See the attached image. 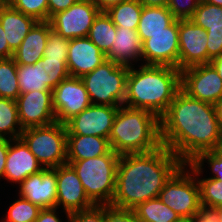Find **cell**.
Here are the masks:
<instances>
[{"label": "cell", "mask_w": 222, "mask_h": 222, "mask_svg": "<svg viewBox=\"0 0 222 222\" xmlns=\"http://www.w3.org/2000/svg\"><path fill=\"white\" fill-rule=\"evenodd\" d=\"M111 150L108 138L92 135H67V160L103 156Z\"/></svg>", "instance_id": "cb8c5ba5"}, {"label": "cell", "mask_w": 222, "mask_h": 222, "mask_svg": "<svg viewBox=\"0 0 222 222\" xmlns=\"http://www.w3.org/2000/svg\"><path fill=\"white\" fill-rule=\"evenodd\" d=\"M22 131L16 101L0 98V138L10 140L20 138Z\"/></svg>", "instance_id": "f546056e"}, {"label": "cell", "mask_w": 222, "mask_h": 222, "mask_svg": "<svg viewBox=\"0 0 222 222\" xmlns=\"http://www.w3.org/2000/svg\"><path fill=\"white\" fill-rule=\"evenodd\" d=\"M42 66L51 80V90H53L61 81L70 77L67 60H54L42 57Z\"/></svg>", "instance_id": "8d00e7d4"}, {"label": "cell", "mask_w": 222, "mask_h": 222, "mask_svg": "<svg viewBox=\"0 0 222 222\" xmlns=\"http://www.w3.org/2000/svg\"><path fill=\"white\" fill-rule=\"evenodd\" d=\"M99 12L94 2L76 1L67 10L53 15L49 22L52 29L65 39L83 38L87 37Z\"/></svg>", "instance_id": "30bf717a"}, {"label": "cell", "mask_w": 222, "mask_h": 222, "mask_svg": "<svg viewBox=\"0 0 222 222\" xmlns=\"http://www.w3.org/2000/svg\"><path fill=\"white\" fill-rule=\"evenodd\" d=\"M199 185L200 205L216 208L222 205V181L209 177L198 178V173H194Z\"/></svg>", "instance_id": "1f68e13d"}, {"label": "cell", "mask_w": 222, "mask_h": 222, "mask_svg": "<svg viewBox=\"0 0 222 222\" xmlns=\"http://www.w3.org/2000/svg\"><path fill=\"white\" fill-rule=\"evenodd\" d=\"M221 131L215 106L190 97L182 89L160 117L162 145L183 163L200 152L213 150Z\"/></svg>", "instance_id": "6da1fadb"}, {"label": "cell", "mask_w": 222, "mask_h": 222, "mask_svg": "<svg viewBox=\"0 0 222 222\" xmlns=\"http://www.w3.org/2000/svg\"><path fill=\"white\" fill-rule=\"evenodd\" d=\"M119 107L91 104L65 123L67 135L109 138Z\"/></svg>", "instance_id": "7c38bea8"}, {"label": "cell", "mask_w": 222, "mask_h": 222, "mask_svg": "<svg viewBox=\"0 0 222 222\" xmlns=\"http://www.w3.org/2000/svg\"><path fill=\"white\" fill-rule=\"evenodd\" d=\"M144 65L169 66L179 69L178 19L164 31L151 35L142 43Z\"/></svg>", "instance_id": "4fadbf2b"}, {"label": "cell", "mask_w": 222, "mask_h": 222, "mask_svg": "<svg viewBox=\"0 0 222 222\" xmlns=\"http://www.w3.org/2000/svg\"><path fill=\"white\" fill-rule=\"evenodd\" d=\"M8 4L37 21H48V0H10Z\"/></svg>", "instance_id": "e575fe53"}, {"label": "cell", "mask_w": 222, "mask_h": 222, "mask_svg": "<svg viewBox=\"0 0 222 222\" xmlns=\"http://www.w3.org/2000/svg\"><path fill=\"white\" fill-rule=\"evenodd\" d=\"M41 208L20 197L9 206L6 218L7 222H35Z\"/></svg>", "instance_id": "d6a6232c"}, {"label": "cell", "mask_w": 222, "mask_h": 222, "mask_svg": "<svg viewBox=\"0 0 222 222\" xmlns=\"http://www.w3.org/2000/svg\"><path fill=\"white\" fill-rule=\"evenodd\" d=\"M76 0H48V21L58 12L70 8Z\"/></svg>", "instance_id": "60d3db41"}, {"label": "cell", "mask_w": 222, "mask_h": 222, "mask_svg": "<svg viewBox=\"0 0 222 222\" xmlns=\"http://www.w3.org/2000/svg\"><path fill=\"white\" fill-rule=\"evenodd\" d=\"M116 26L106 11L95 17L87 37L106 55L114 43Z\"/></svg>", "instance_id": "4316f807"}, {"label": "cell", "mask_w": 222, "mask_h": 222, "mask_svg": "<svg viewBox=\"0 0 222 222\" xmlns=\"http://www.w3.org/2000/svg\"><path fill=\"white\" fill-rule=\"evenodd\" d=\"M181 89L190 97L215 105L222 97V79L211 64L181 70Z\"/></svg>", "instance_id": "9c48e42d"}, {"label": "cell", "mask_w": 222, "mask_h": 222, "mask_svg": "<svg viewBox=\"0 0 222 222\" xmlns=\"http://www.w3.org/2000/svg\"><path fill=\"white\" fill-rule=\"evenodd\" d=\"M195 222H218V214L214 208L200 206L195 215Z\"/></svg>", "instance_id": "b9f144b4"}, {"label": "cell", "mask_w": 222, "mask_h": 222, "mask_svg": "<svg viewBox=\"0 0 222 222\" xmlns=\"http://www.w3.org/2000/svg\"><path fill=\"white\" fill-rule=\"evenodd\" d=\"M210 64L216 69L218 75L222 79V55L215 57L210 61Z\"/></svg>", "instance_id": "c3c4849f"}, {"label": "cell", "mask_w": 222, "mask_h": 222, "mask_svg": "<svg viewBox=\"0 0 222 222\" xmlns=\"http://www.w3.org/2000/svg\"><path fill=\"white\" fill-rule=\"evenodd\" d=\"M175 20L168 7L143 6L137 28L142 43L151 35L164 31V28L170 26Z\"/></svg>", "instance_id": "d4e9b609"}, {"label": "cell", "mask_w": 222, "mask_h": 222, "mask_svg": "<svg viewBox=\"0 0 222 222\" xmlns=\"http://www.w3.org/2000/svg\"><path fill=\"white\" fill-rule=\"evenodd\" d=\"M69 40L51 29L44 49L43 57L54 60H67Z\"/></svg>", "instance_id": "d590c367"}, {"label": "cell", "mask_w": 222, "mask_h": 222, "mask_svg": "<svg viewBox=\"0 0 222 222\" xmlns=\"http://www.w3.org/2000/svg\"><path fill=\"white\" fill-rule=\"evenodd\" d=\"M19 94L17 64L13 58L0 59V98L16 100Z\"/></svg>", "instance_id": "4dcf8cb0"}, {"label": "cell", "mask_w": 222, "mask_h": 222, "mask_svg": "<svg viewBox=\"0 0 222 222\" xmlns=\"http://www.w3.org/2000/svg\"><path fill=\"white\" fill-rule=\"evenodd\" d=\"M158 198L180 217L195 218L201 205L199 185L193 171L184 163L165 183Z\"/></svg>", "instance_id": "ba28073f"}, {"label": "cell", "mask_w": 222, "mask_h": 222, "mask_svg": "<svg viewBox=\"0 0 222 222\" xmlns=\"http://www.w3.org/2000/svg\"><path fill=\"white\" fill-rule=\"evenodd\" d=\"M103 215V222H140L134 210L113 204H103Z\"/></svg>", "instance_id": "74e56055"}, {"label": "cell", "mask_w": 222, "mask_h": 222, "mask_svg": "<svg viewBox=\"0 0 222 222\" xmlns=\"http://www.w3.org/2000/svg\"><path fill=\"white\" fill-rule=\"evenodd\" d=\"M125 0H93L100 11H107L110 7L117 5Z\"/></svg>", "instance_id": "bcb514c9"}, {"label": "cell", "mask_w": 222, "mask_h": 222, "mask_svg": "<svg viewBox=\"0 0 222 222\" xmlns=\"http://www.w3.org/2000/svg\"><path fill=\"white\" fill-rule=\"evenodd\" d=\"M106 59L127 66L134 65L132 61H141L142 41L137 30L116 27L115 40L106 54Z\"/></svg>", "instance_id": "7402d4cb"}, {"label": "cell", "mask_w": 222, "mask_h": 222, "mask_svg": "<svg viewBox=\"0 0 222 222\" xmlns=\"http://www.w3.org/2000/svg\"><path fill=\"white\" fill-rule=\"evenodd\" d=\"M63 206V210L69 219L70 213L92 207L73 167L66 163L57 167V201L56 207Z\"/></svg>", "instance_id": "2e32d148"}, {"label": "cell", "mask_w": 222, "mask_h": 222, "mask_svg": "<svg viewBox=\"0 0 222 222\" xmlns=\"http://www.w3.org/2000/svg\"><path fill=\"white\" fill-rule=\"evenodd\" d=\"M143 5L139 0H125L110 7L106 13L116 27L137 30Z\"/></svg>", "instance_id": "83f0119b"}, {"label": "cell", "mask_w": 222, "mask_h": 222, "mask_svg": "<svg viewBox=\"0 0 222 222\" xmlns=\"http://www.w3.org/2000/svg\"><path fill=\"white\" fill-rule=\"evenodd\" d=\"M38 21L7 4L0 12V23L9 48L14 52Z\"/></svg>", "instance_id": "603a6c76"}, {"label": "cell", "mask_w": 222, "mask_h": 222, "mask_svg": "<svg viewBox=\"0 0 222 222\" xmlns=\"http://www.w3.org/2000/svg\"><path fill=\"white\" fill-rule=\"evenodd\" d=\"M129 66L104 61L81 77L92 104L122 106L126 95Z\"/></svg>", "instance_id": "8992f818"}, {"label": "cell", "mask_w": 222, "mask_h": 222, "mask_svg": "<svg viewBox=\"0 0 222 222\" xmlns=\"http://www.w3.org/2000/svg\"><path fill=\"white\" fill-rule=\"evenodd\" d=\"M201 1L222 7V0H201Z\"/></svg>", "instance_id": "816d5d0a"}, {"label": "cell", "mask_w": 222, "mask_h": 222, "mask_svg": "<svg viewBox=\"0 0 222 222\" xmlns=\"http://www.w3.org/2000/svg\"><path fill=\"white\" fill-rule=\"evenodd\" d=\"M133 210L140 222H175L181 218L159 198L140 203Z\"/></svg>", "instance_id": "f1b7e54d"}, {"label": "cell", "mask_w": 222, "mask_h": 222, "mask_svg": "<svg viewBox=\"0 0 222 222\" xmlns=\"http://www.w3.org/2000/svg\"><path fill=\"white\" fill-rule=\"evenodd\" d=\"M175 222H195V218H183L181 217L179 220Z\"/></svg>", "instance_id": "db71d44e"}, {"label": "cell", "mask_w": 222, "mask_h": 222, "mask_svg": "<svg viewBox=\"0 0 222 222\" xmlns=\"http://www.w3.org/2000/svg\"><path fill=\"white\" fill-rule=\"evenodd\" d=\"M20 138L43 168L67 163V128L60 122L23 129Z\"/></svg>", "instance_id": "52a82bcc"}, {"label": "cell", "mask_w": 222, "mask_h": 222, "mask_svg": "<svg viewBox=\"0 0 222 222\" xmlns=\"http://www.w3.org/2000/svg\"><path fill=\"white\" fill-rule=\"evenodd\" d=\"M13 53L14 52L9 48L4 29L0 23V59L12 58Z\"/></svg>", "instance_id": "f6af8a7d"}, {"label": "cell", "mask_w": 222, "mask_h": 222, "mask_svg": "<svg viewBox=\"0 0 222 222\" xmlns=\"http://www.w3.org/2000/svg\"><path fill=\"white\" fill-rule=\"evenodd\" d=\"M106 60V55L88 37L69 40L67 68L71 77L81 78Z\"/></svg>", "instance_id": "ac0fdd59"}, {"label": "cell", "mask_w": 222, "mask_h": 222, "mask_svg": "<svg viewBox=\"0 0 222 222\" xmlns=\"http://www.w3.org/2000/svg\"><path fill=\"white\" fill-rule=\"evenodd\" d=\"M103 204L70 213L68 222H103Z\"/></svg>", "instance_id": "ab89813d"}, {"label": "cell", "mask_w": 222, "mask_h": 222, "mask_svg": "<svg viewBox=\"0 0 222 222\" xmlns=\"http://www.w3.org/2000/svg\"><path fill=\"white\" fill-rule=\"evenodd\" d=\"M214 106L217 114V120L222 130V97L217 101V103Z\"/></svg>", "instance_id": "681fc988"}, {"label": "cell", "mask_w": 222, "mask_h": 222, "mask_svg": "<svg viewBox=\"0 0 222 222\" xmlns=\"http://www.w3.org/2000/svg\"><path fill=\"white\" fill-rule=\"evenodd\" d=\"M10 139L0 138V179L4 177Z\"/></svg>", "instance_id": "ee69618b"}, {"label": "cell", "mask_w": 222, "mask_h": 222, "mask_svg": "<svg viewBox=\"0 0 222 222\" xmlns=\"http://www.w3.org/2000/svg\"><path fill=\"white\" fill-rule=\"evenodd\" d=\"M120 155L112 149L103 156L67 160L81 180L87 197L94 205L111 204L116 191Z\"/></svg>", "instance_id": "5b68a950"}, {"label": "cell", "mask_w": 222, "mask_h": 222, "mask_svg": "<svg viewBox=\"0 0 222 222\" xmlns=\"http://www.w3.org/2000/svg\"><path fill=\"white\" fill-rule=\"evenodd\" d=\"M179 70L208 64L207 31L190 19L178 20Z\"/></svg>", "instance_id": "9a60e30c"}, {"label": "cell", "mask_w": 222, "mask_h": 222, "mask_svg": "<svg viewBox=\"0 0 222 222\" xmlns=\"http://www.w3.org/2000/svg\"><path fill=\"white\" fill-rule=\"evenodd\" d=\"M42 169L43 167L21 138L10 141L4 179L20 184L28 176Z\"/></svg>", "instance_id": "d6986e66"}, {"label": "cell", "mask_w": 222, "mask_h": 222, "mask_svg": "<svg viewBox=\"0 0 222 222\" xmlns=\"http://www.w3.org/2000/svg\"><path fill=\"white\" fill-rule=\"evenodd\" d=\"M190 20L207 31L208 64L222 55V7L200 1Z\"/></svg>", "instance_id": "ffe728a7"}, {"label": "cell", "mask_w": 222, "mask_h": 222, "mask_svg": "<svg viewBox=\"0 0 222 222\" xmlns=\"http://www.w3.org/2000/svg\"><path fill=\"white\" fill-rule=\"evenodd\" d=\"M19 197L41 209L55 208L57 201V168H43L28 176L19 185Z\"/></svg>", "instance_id": "e0dca14e"}, {"label": "cell", "mask_w": 222, "mask_h": 222, "mask_svg": "<svg viewBox=\"0 0 222 222\" xmlns=\"http://www.w3.org/2000/svg\"><path fill=\"white\" fill-rule=\"evenodd\" d=\"M51 29L49 21H38L14 51L12 58L15 63L28 65L41 60L48 39V32Z\"/></svg>", "instance_id": "44dd1931"}, {"label": "cell", "mask_w": 222, "mask_h": 222, "mask_svg": "<svg viewBox=\"0 0 222 222\" xmlns=\"http://www.w3.org/2000/svg\"><path fill=\"white\" fill-rule=\"evenodd\" d=\"M52 98L56 121L63 124L92 104L79 77L70 76L61 81L52 90Z\"/></svg>", "instance_id": "8fae6325"}, {"label": "cell", "mask_w": 222, "mask_h": 222, "mask_svg": "<svg viewBox=\"0 0 222 222\" xmlns=\"http://www.w3.org/2000/svg\"><path fill=\"white\" fill-rule=\"evenodd\" d=\"M18 118L23 129L46 126L56 122L52 91H30L15 100Z\"/></svg>", "instance_id": "5bb4252c"}, {"label": "cell", "mask_w": 222, "mask_h": 222, "mask_svg": "<svg viewBox=\"0 0 222 222\" xmlns=\"http://www.w3.org/2000/svg\"><path fill=\"white\" fill-rule=\"evenodd\" d=\"M213 151L218 155H222V131H221V134L219 135L217 144L215 148L213 149Z\"/></svg>", "instance_id": "f907efd6"}, {"label": "cell", "mask_w": 222, "mask_h": 222, "mask_svg": "<svg viewBox=\"0 0 222 222\" xmlns=\"http://www.w3.org/2000/svg\"><path fill=\"white\" fill-rule=\"evenodd\" d=\"M201 0H168V9L178 20L190 19Z\"/></svg>", "instance_id": "f35d334b"}, {"label": "cell", "mask_w": 222, "mask_h": 222, "mask_svg": "<svg viewBox=\"0 0 222 222\" xmlns=\"http://www.w3.org/2000/svg\"><path fill=\"white\" fill-rule=\"evenodd\" d=\"M8 3L5 0H0V12Z\"/></svg>", "instance_id": "11a10c76"}, {"label": "cell", "mask_w": 222, "mask_h": 222, "mask_svg": "<svg viewBox=\"0 0 222 222\" xmlns=\"http://www.w3.org/2000/svg\"><path fill=\"white\" fill-rule=\"evenodd\" d=\"M143 6L149 7H167L168 0H139Z\"/></svg>", "instance_id": "7dc6e473"}, {"label": "cell", "mask_w": 222, "mask_h": 222, "mask_svg": "<svg viewBox=\"0 0 222 222\" xmlns=\"http://www.w3.org/2000/svg\"><path fill=\"white\" fill-rule=\"evenodd\" d=\"M218 214V222H222V205L214 208Z\"/></svg>", "instance_id": "f5cc1de1"}, {"label": "cell", "mask_w": 222, "mask_h": 222, "mask_svg": "<svg viewBox=\"0 0 222 222\" xmlns=\"http://www.w3.org/2000/svg\"><path fill=\"white\" fill-rule=\"evenodd\" d=\"M108 140L111 149L118 155L154 151L162 146L160 118L148 110L122 105Z\"/></svg>", "instance_id": "277c9868"}, {"label": "cell", "mask_w": 222, "mask_h": 222, "mask_svg": "<svg viewBox=\"0 0 222 222\" xmlns=\"http://www.w3.org/2000/svg\"><path fill=\"white\" fill-rule=\"evenodd\" d=\"M184 163L167 147L120 155L111 204L129 209L158 198L165 183Z\"/></svg>", "instance_id": "7a4b0ae2"}, {"label": "cell", "mask_w": 222, "mask_h": 222, "mask_svg": "<svg viewBox=\"0 0 222 222\" xmlns=\"http://www.w3.org/2000/svg\"><path fill=\"white\" fill-rule=\"evenodd\" d=\"M209 163L210 169H212V178L222 181V155L216 154L213 150L203 151L198 153L190 162L185 163L186 166L193 171V173H198V176H202L203 172L202 166L204 161Z\"/></svg>", "instance_id": "836d02e7"}, {"label": "cell", "mask_w": 222, "mask_h": 222, "mask_svg": "<svg viewBox=\"0 0 222 222\" xmlns=\"http://www.w3.org/2000/svg\"><path fill=\"white\" fill-rule=\"evenodd\" d=\"M76 1H82V2H93V0H76Z\"/></svg>", "instance_id": "9f6ffc18"}, {"label": "cell", "mask_w": 222, "mask_h": 222, "mask_svg": "<svg viewBox=\"0 0 222 222\" xmlns=\"http://www.w3.org/2000/svg\"><path fill=\"white\" fill-rule=\"evenodd\" d=\"M20 94L30 91H52L51 80L42 66V59L35 64H17Z\"/></svg>", "instance_id": "484cf974"}, {"label": "cell", "mask_w": 222, "mask_h": 222, "mask_svg": "<svg viewBox=\"0 0 222 222\" xmlns=\"http://www.w3.org/2000/svg\"><path fill=\"white\" fill-rule=\"evenodd\" d=\"M56 210H58L57 207L41 209L35 222H62Z\"/></svg>", "instance_id": "7bdbcfd3"}, {"label": "cell", "mask_w": 222, "mask_h": 222, "mask_svg": "<svg viewBox=\"0 0 222 222\" xmlns=\"http://www.w3.org/2000/svg\"><path fill=\"white\" fill-rule=\"evenodd\" d=\"M139 67L136 70L129 66L124 106L145 109L160 118L181 89V70L157 65Z\"/></svg>", "instance_id": "3957f363"}]
</instances>
